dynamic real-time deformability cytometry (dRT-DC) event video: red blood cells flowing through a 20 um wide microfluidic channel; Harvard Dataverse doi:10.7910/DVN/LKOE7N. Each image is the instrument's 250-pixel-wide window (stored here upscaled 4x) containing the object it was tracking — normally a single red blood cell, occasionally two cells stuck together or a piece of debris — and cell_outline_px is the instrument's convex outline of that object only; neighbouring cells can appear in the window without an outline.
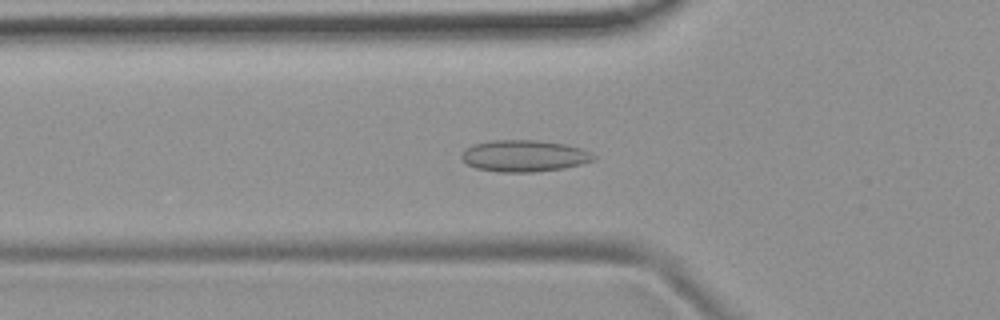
{"species": "common noctule bat (a hibernating species)", "species_latin": "Nyctalus noctula", "temperature_condition": "room temperature", "stored_images_in_passage": 38, "camera_frame_rate_fps": 3000, "um_per_image_px": 0.085, "animal": {"sex": "female", "body_mass_g": 19.9}, "frame": {"image": 1, "passage_image": 4, "time_ms": 1.0, "image_size_px": [1000, 320], "cell_outline_px": [[596, 160], [564, 168], [536, 172], [500, 172], [476, 168], [468, 164], [460, 156], [464, 148], [472, 144], [492, 140], [536, 140], [564, 144], [580, 148], [592, 152], [596, 156]], "centroid_in_image_um": [44.56, 13.25], "position_along_channel_um": 81.2, "area_um2": 24.45}}
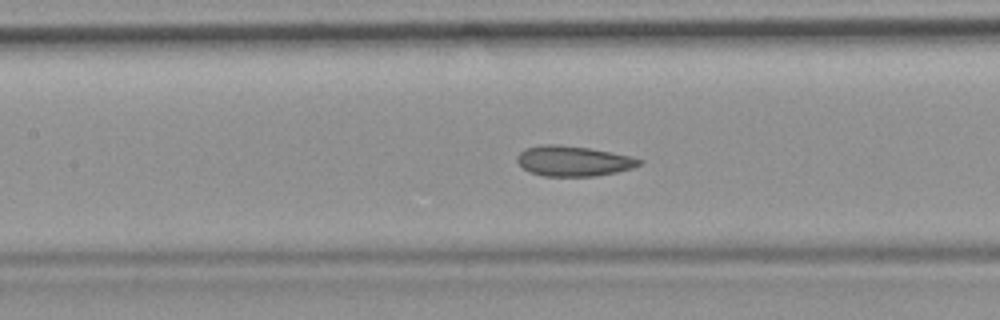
{"frame": {"image": 2, "passage_image": 10, "time_ms": 3.0, "image_size_px": [1000, 320], "cell_outline_px": [[644, 160], [640, 164], [632, 168], [616, 172], [596, 176], [544, 176], [528, 172], [516, 160], [516, 156], [524, 148], [544, 144], [560, 144], [588, 148], [612, 152], [632, 156]], "centroid_in_image_um": [48.72, 13.68], "position_along_channel_um": 158.7, "area_um2": 21.68}}
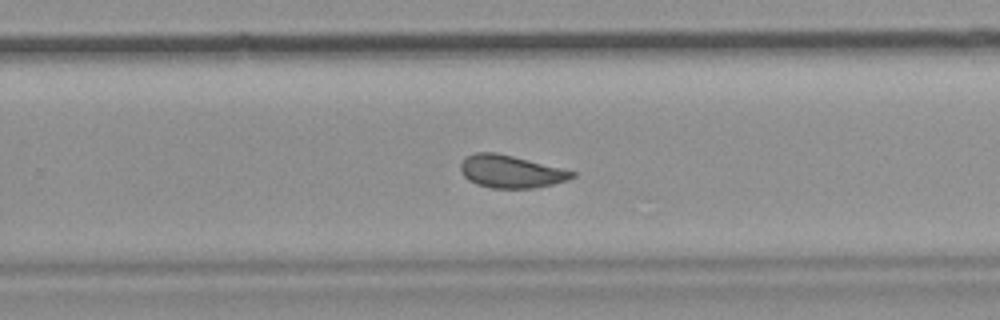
{"frame": {"image": 3, "passage_image": 20, "time_ms": 6.333, "image_size_px": [1000, 320], "cell_outline_px": [[576, 176], [568, 180], [552, 184], [532, 188], [492, 188], [476, 184], [468, 180], [460, 172], [460, 164], [468, 156], [476, 152], [496, 152], [576, 172]], "centroid_in_image_um": [43.39, 14.59], "position_along_channel_um": 286.4, "area_um2": 20.98}, "authors_computed_cell_mechanics": {"area_um2": 21.5305, "velocity_mm_per_s": 3.8553, "shape_relaxation_time_tau1_ms": null, "shape_relaxation_time_tau2_ms": 1.8637, "deformation_change_tau1": null, "deformation_change_tau2": 0.0659}}